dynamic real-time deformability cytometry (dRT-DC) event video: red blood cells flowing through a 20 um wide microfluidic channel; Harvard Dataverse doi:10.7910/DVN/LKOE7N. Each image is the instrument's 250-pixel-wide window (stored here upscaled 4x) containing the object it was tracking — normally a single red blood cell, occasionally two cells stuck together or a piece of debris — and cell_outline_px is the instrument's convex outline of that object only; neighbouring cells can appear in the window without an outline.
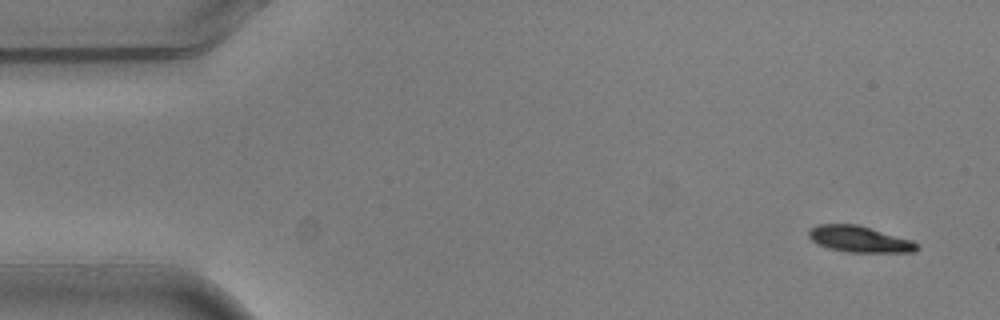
{"species": "common noctule bat (a hibernating species)", "species_latin": "Nyctalus noctula", "temperature_condition": "warm", "stored_images_in_passage": 8, "camera_frame_rate_fps": 3000, "um_per_image_px": 0.085, "animal": {"sex": "male", "body_mass_g": 20.5, "forearm_length_mm": 52.5}, "frame": {"image": 1, "passage_image": 1, "time_ms": 0.0, "image_size_px": [1000, 320], "cell_outline_px": [[920, 248], [916, 252], [848, 252], [828, 248], [816, 244], [808, 236], [808, 232], [816, 224], [856, 224], [912, 240], [920, 244]], "centroid_in_image_um": [73.07, 20.33], "position_along_channel_um": 11.9, "area_um2": 16.59}}
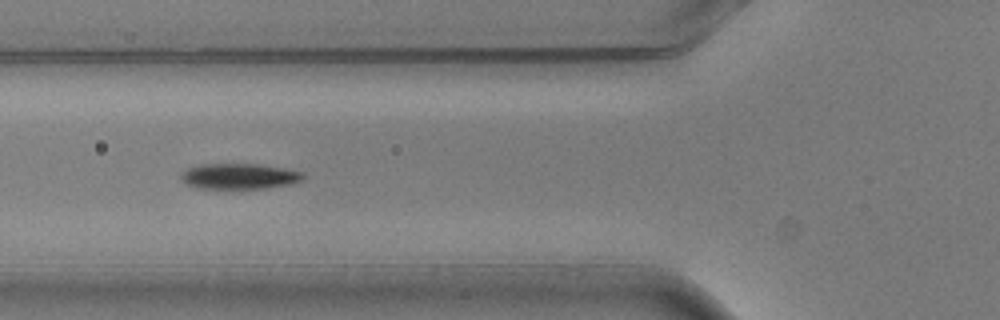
{"frame": {"image": 2, "passage_image": 6, "time_ms": 1.667, "image_size_px": [1000, 320], "cell_outline_px": [[304, 176], [300, 180], [292, 184], [264, 188], [196, 188], [180, 180], [180, 172], [188, 168], [200, 164], [256, 164], [304, 172]], "centroid_in_image_um": [20.28, 14.98], "position_along_channel_um": 105.5, "area_um2": 18.09}}
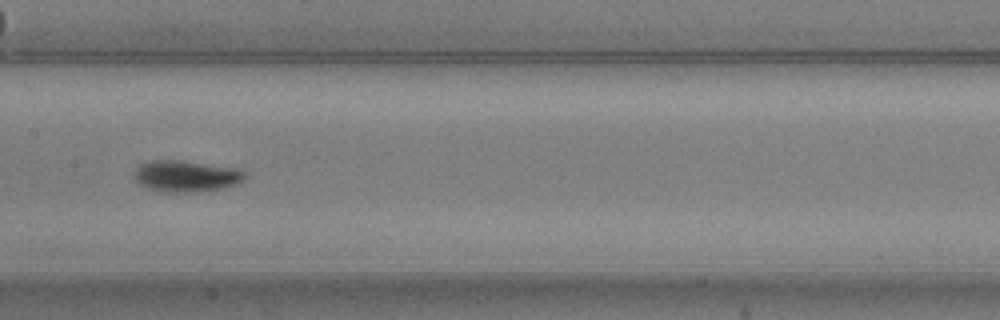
{"frame": {"image": 3, "passage_image": 8, "time_ms": 2.333, "image_size_px": [1000, 320], "cell_outline_px": [[248, 176], [244, 180], [236, 184], [224, 188], [196, 192], [164, 192], [148, 188], [140, 184], [136, 180], [136, 168], [140, 164], [148, 160], [184, 160], [244, 168], [248, 172]], "centroid_in_image_um": [15.94, 14.95], "position_along_channel_um": 191.5, "area_um2": 20.81}}